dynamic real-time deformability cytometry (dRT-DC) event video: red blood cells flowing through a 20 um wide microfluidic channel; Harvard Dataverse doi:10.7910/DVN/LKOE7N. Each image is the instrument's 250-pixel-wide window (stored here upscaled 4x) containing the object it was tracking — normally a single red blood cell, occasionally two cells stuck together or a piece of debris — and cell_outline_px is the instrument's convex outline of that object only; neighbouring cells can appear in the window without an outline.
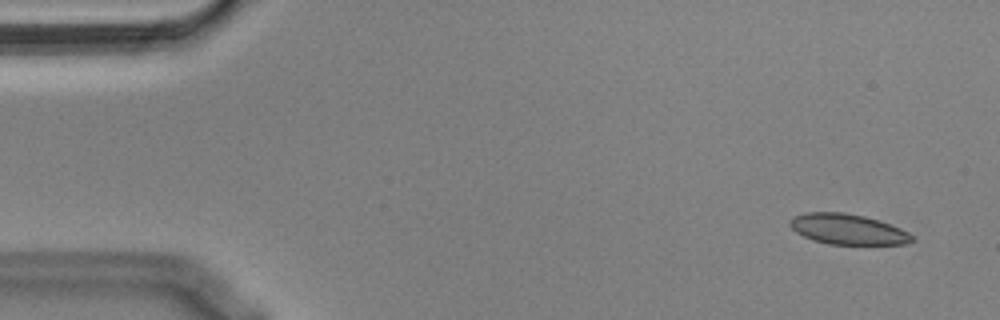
{"species": "Egyptian fruit bat (a non-hibernating species)", "species_latin": "Rousettus aegyptiacus", "temperature_condition": "cold", "stored_images_in_passage": 7, "camera_frame_rate_fps": 3000, "um_per_image_px": 0.085, "animal": {"sex": "male"}, "frame": {"image": 1, "passage_image": 3, "time_ms": 0.667, "image_size_px": [1000, 320], "cell_outline_px": [[912, 240], [904, 244], [828, 244], [812, 240], [796, 232], [788, 224], [788, 220], [792, 216], [804, 212], [844, 212], [864, 216], [900, 228], [908, 232], [912, 236]], "centroid_in_image_um": [71.97, 19.47], "position_along_channel_um": 13.0, "area_um2": 21.56}}